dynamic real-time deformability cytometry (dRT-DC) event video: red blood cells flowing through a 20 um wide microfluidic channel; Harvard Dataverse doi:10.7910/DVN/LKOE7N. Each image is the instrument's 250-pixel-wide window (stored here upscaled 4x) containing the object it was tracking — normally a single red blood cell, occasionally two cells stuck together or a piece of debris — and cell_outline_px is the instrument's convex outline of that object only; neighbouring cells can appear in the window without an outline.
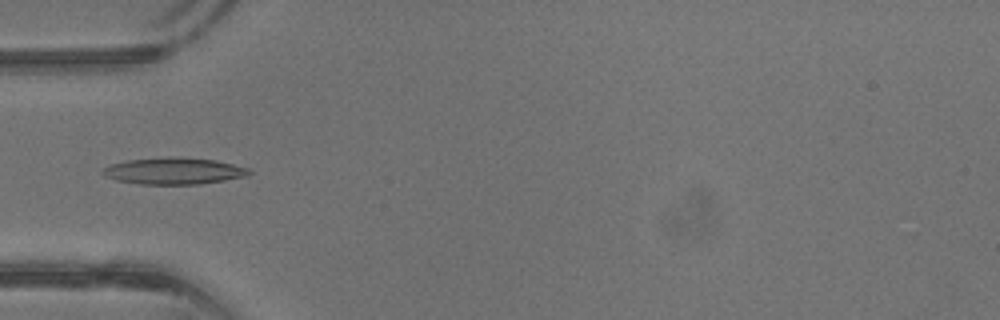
{"species": "common noctule bat (a hibernating species)", "species_latin": "Nyctalus noctula", "temperature_condition": "warm", "stored_images_in_passage": 35, "camera_frame_rate_fps": 3000, "um_per_image_px": 0.085, "animal": {"sex": "male", "body_mass_g": 13.3}, "frame": {"image": 1, "passage_image": 10, "time_ms": 3.0, "image_size_px": [1000, 320], "cell_outline_px": [[252, 172], [248, 176], [200, 184], [140, 184], [116, 180], [104, 176], [100, 172], [104, 168], [112, 164], [128, 160], [168, 156], [216, 160], [248, 168]], "centroid_in_image_um": [14.77, 14.53], "position_along_channel_um": 70.2, "area_um2": 22.72}}
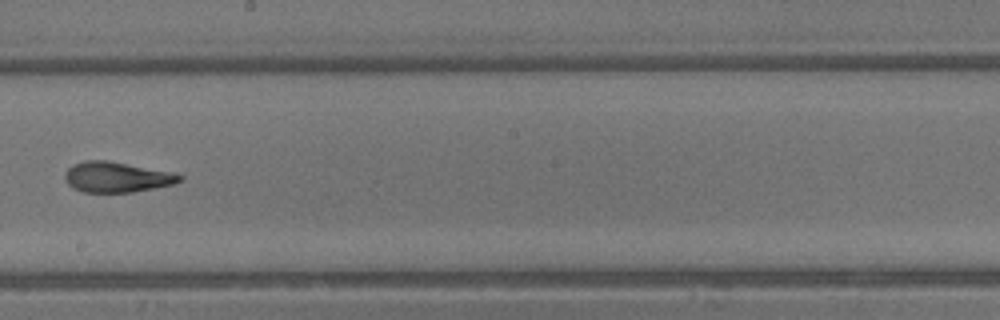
{"frame": {"image": 2, "passage_image": 20, "time_ms": 6.333, "image_size_px": [1000, 320], "cell_outline_px": [[184, 180], [172, 184], [132, 192], [84, 192], [72, 188], [64, 180], [64, 172], [72, 164], [84, 160], [104, 160], [176, 172], [184, 176]], "centroid_in_image_um": [9.91, 15.04], "position_along_channel_um": 238.3, "area_um2": 20.52}}
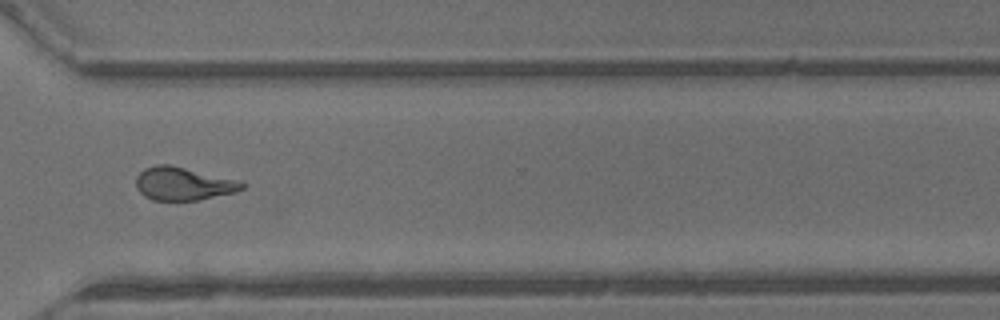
{"frame": {"image": 3, "passage_image": 27, "time_ms": 8.667, "image_size_px": [1000, 320], "cell_outline_px": [[244, 188], [236, 192], [200, 200], [152, 200], [144, 196], [136, 188], [136, 176], [144, 168], [156, 164], [168, 164], [244, 180]], "centroid_in_image_um": [15.62, 15.61], "position_along_channel_um": 355.0, "area_um2": 20.87}}